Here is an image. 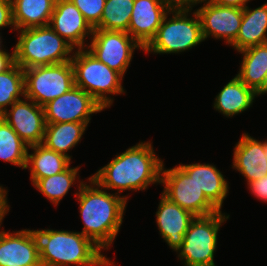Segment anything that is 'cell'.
Here are the masks:
<instances>
[{
    "mask_svg": "<svg viewBox=\"0 0 267 266\" xmlns=\"http://www.w3.org/2000/svg\"><path fill=\"white\" fill-rule=\"evenodd\" d=\"M163 161L155 155L150 142L139 143L116 156L91 178L106 189L144 190L161 183Z\"/></svg>",
    "mask_w": 267,
    "mask_h": 266,
    "instance_id": "cell-1",
    "label": "cell"
},
{
    "mask_svg": "<svg viewBox=\"0 0 267 266\" xmlns=\"http://www.w3.org/2000/svg\"><path fill=\"white\" fill-rule=\"evenodd\" d=\"M89 180L97 187L81 181L79 193H76L84 222V228L80 233L90 238L101 249H108L122 224L127 197L109 194L99 189V184L91 177Z\"/></svg>",
    "mask_w": 267,
    "mask_h": 266,
    "instance_id": "cell-2",
    "label": "cell"
},
{
    "mask_svg": "<svg viewBox=\"0 0 267 266\" xmlns=\"http://www.w3.org/2000/svg\"><path fill=\"white\" fill-rule=\"evenodd\" d=\"M42 266H112L90 238L80 232L34 230Z\"/></svg>",
    "mask_w": 267,
    "mask_h": 266,
    "instance_id": "cell-3",
    "label": "cell"
},
{
    "mask_svg": "<svg viewBox=\"0 0 267 266\" xmlns=\"http://www.w3.org/2000/svg\"><path fill=\"white\" fill-rule=\"evenodd\" d=\"M14 48L15 63L22 69L71 61L73 47L49 25L20 30Z\"/></svg>",
    "mask_w": 267,
    "mask_h": 266,
    "instance_id": "cell-4",
    "label": "cell"
},
{
    "mask_svg": "<svg viewBox=\"0 0 267 266\" xmlns=\"http://www.w3.org/2000/svg\"><path fill=\"white\" fill-rule=\"evenodd\" d=\"M75 86L90 94L103 108L113 102L105 94H122V75L99 61L88 50L78 49L71 59Z\"/></svg>",
    "mask_w": 267,
    "mask_h": 266,
    "instance_id": "cell-5",
    "label": "cell"
},
{
    "mask_svg": "<svg viewBox=\"0 0 267 266\" xmlns=\"http://www.w3.org/2000/svg\"><path fill=\"white\" fill-rule=\"evenodd\" d=\"M189 11L170 10L173 18L168 21V14L164 17L156 35L143 50L157 54L178 53L191 49L204 41L199 15L194 12V18H187Z\"/></svg>",
    "mask_w": 267,
    "mask_h": 266,
    "instance_id": "cell-6",
    "label": "cell"
},
{
    "mask_svg": "<svg viewBox=\"0 0 267 266\" xmlns=\"http://www.w3.org/2000/svg\"><path fill=\"white\" fill-rule=\"evenodd\" d=\"M225 216L218 211L208 216H195L184 234L179 257L185 260V266H215L213 258L217 247V234Z\"/></svg>",
    "mask_w": 267,
    "mask_h": 266,
    "instance_id": "cell-7",
    "label": "cell"
},
{
    "mask_svg": "<svg viewBox=\"0 0 267 266\" xmlns=\"http://www.w3.org/2000/svg\"><path fill=\"white\" fill-rule=\"evenodd\" d=\"M25 98L44 106L75 86L71 61L24 69Z\"/></svg>",
    "mask_w": 267,
    "mask_h": 266,
    "instance_id": "cell-8",
    "label": "cell"
},
{
    "mask_svg": "<svg viewBox=\"0 0 267 266\" xmlns=\"http://www.w3.org/2000/svg\"><path fill=\"white\" fill-rule=\"evenodd\" d=\"M161 183L165 185L162 194L194 216H208L219 211L180 165L168 170H164L163 165Z\"/></svg>",
    "mask_w": 267,
    "mask_h": 266,
    "instance_id": "cell-9",
    "label": "cell"
},
{
    "mask_svg": "<svg viewBox=\"0 0 267 266\" xmlns=\"http://www.w3.org/2000/svg\"><path fill=\"white\" fill-rule=\"evenodd\" d=\"M91 39L87 50L122 76L130 64L134 49L143 50V47L125 31L93 29Z\"/></svg>",
    "mask_w": 267,
    "mask_h": 266,
    "instance_id": "cell-10",
    "label": "cell"
},
{
    "mask_svg": "<svg viewBox=\"0 0 267 266\" xmlns=\"http://www.w3.org/2000/svg\"><path fill=\"white\" fill-rule=\"evenodd\" d=\"M46 123L89 122L90 115L104 108L90 94L74 86L43 106Z\"/></svg>",
    "mask_w": 267,
    "mask_h": 266,
    "instance_id": "cell-11",
    "label": "cell"
},
{
    "mask_svg": "<svg viewBox=\"0 0 267 266\" xmlns=\"http://www.w3.org/2000/svg\"><path fill=\"white\" fill-rule=\"evenodd\" d=\"M28 145L41 144L44 139L46 120L43 106L36 104L33 100L30 103L18 100L0 115Z\"/></svg>",
    "mask_w": 267,
    "mask_h": 266,
    "instance_id": "cell-12",
    "label": "cell"
},
{
    "mask_svg": "<svg viewBox=\"0 0 267 266\" xmlns=\"http://www.w3.org/2000/svg\"><path fill=\"white\" fill-rule=\"evenodd\" d=\"M205 1L208 2L196 11L201 21L203 39L213 35L216 39L224 38L228 44H232L240 29L243 9Z\"/></svg>",
    "mask_w": 267,
    "mask_h": 266,
    "instance_id": "cell-13",
    "label": "cell"
},
{
    "mask_svg": "<svg viewBox=\"0 0 267 266\" xmlns=\"http://www.w3.org/2000/svg\"><path fill=\"white\" fill-rule=\"evenodd\" d=\"M0 266H42L34 230L0 232Z\"/></svg>",
    "mask_w": 267,
    "mask_h": 266,
    "instance_id": "cell-14",
    "label": "cell"
},
{
    "mask_svg": "<svg viewBox=\"0 0 267 266\" xmlns=\"http://www.w3.org/2000/svg\"><path fill=\"white\" fill-rule=\"evenodd\" d=\"M52 24V25H51ZM49 26L73 48H84V39L93 28L71 0H56Z\"/></svg>",
    "mask_w": 267,
    "mask_h": 266,
    "instance_id": "cell-15",
    "label": "cell"
},
{
    "mask_svg": "<svg viewBox=\"0 0 267 266\" xmlns=\"http://www.w3.org/2000/svg\"><path fill=\"white\" fill-rule=\"evenodd\" d=\"M169 12L170 9L161 0H134L127 33L144 48Z\"/></svg>",
    "mask_w": 267,
    "mask_h": 266,
    "instance_id": "cell-16",
    "label": "cell"
},
{
    "mask_svg": "<svg viewBox=\"0 0 267 266\" xmlns=\"http://www.w3.org/2000/svg\"><path fill=\"white\" fill-rule=\"evenodd\" d=\"M156 216L161 236L176 251L183 243L184 234L195 216L190 211L171 202L163 194L161 195Z\"/></svg>",
    "mask_w": 267,
    "mask_h": 266,
    "instance_id": "cell-17",
    "label": "cell"
},
{
    "mask_svg": "<svg viewBox=\"0 0 267 266\" xmlns=\"http://www.w3.org/2000/svg\"><path fill=\"white\" fill-rule=\"evenodd\" d=\"M233 167L250 182L267 175V157L265 142H260L243 134L234 149Z\"/></svg>",
    "mask_w": 267,
    "mask_h": 266,
    "instance_id": "cell-18",
    "label": "cell"
},
{
    "mask_svg": "<svg viewBox=\"0 0 267 266\" xmlns=\"http://www.w3.org/2000/svg\"><path fill=\"white\" fill-rule=\"evenodd\" d=\"M194 179L206 198L220 211L227 196L228 183L215 166L209 164L180 165Z\"/></svg>",
    "mask_w": 267,
    "mask_h": 266,
    "instance_id": "cell-19",
    "label": "cell"
},
{
    "mask_svg": "<svg viewBox=\"0 0 267 266\" xmlns=\"http://www.w3.org/2000/svg\"><path fill=\"white\" fill-rule=\"evenodd\" d=\"M267 3L256 9L243 8L238 35L231 46L238 51L267 43Z\"/></svg>",
    "mask_w": 267,
    "mask_h": 266,
    "instance_id": "cell-20",
    "label": "cell"
},
{
    "mask_svg": "<svg viewBox=\"0 0 267 266\" xmlns=\"http://www.w3.org/2000/svg\"><path fill=\"white\" fill-rule=\"evenodd\" d=\"M56 0H11L14 29L48 26Z\"/></svg>",
    "mask_w": 267,
    "mask_h": 266,
    "instance_id": "cell-21",
    "label": "cell"
},
{
    "mask_svg": "<svg viewBox=\"0 0 267 266\" xmlns=\"http://www.w3.org/2000/svg\"><path fill=\"white\" fill-rule=\"evenodd\" d=\"M34 150L33 154H27L26 168L31 170L33 185L42 178H46L63 172L70 166V158L55 152L45 145L37 144L28 146ZM31 164V167L28 165Z\"/></svg>",
    "mask_w": 267,
    "mask_h": 266,
    "instance_id": "cell-22",
    "label": "cell"
},
{
    "mask_svg": "<svg viewBox=\"0 0 267 266\" xmlns=\"http://www.w3.org/2000/svg\"><path fill=\"white\" fill-rule=\"evenodd\" d=\"M255 96L256 92L235 76L216 96L214 108L231 117L247 110Z\"/></svg>",
    "mask_w": 267,
    "mask_h": 266,
    "instance_id": "cell-23",
    "label": "cell"
},
{
    "mask_svg": "<svg viewBox=\"0 0 267 266\" xmlns=\"http://www.w3.org/2000/svg\"><path fill=\"white\" fill-rule=\"evenodd\" d=\"M89 122L46 123L42 144L71 159L67 151L81 139Z\"/></svg>",
    "mask_w": 267,
    "mask_h": 266,
    "instance_id": "cell-24",
    "label": "cell"
},
{
    "mask_svg": "<svg viewBox=\"0 0 267 266\" xmlns=\"http://www.w3.org/2000/svg\"><path fill=\"white\" fill-rule=\"evenodd\" d=\"M243 60L236 75L246 86L256 91L263 83L267 70V43L239 51Z\"/></svg>",
    "mask_w": 267,
    "mask_h": 266,
    "instance_id": "cell-25",
    "label": "cell"
},
{
    "mask_svg": "<svg viewBox=\"0 0 267 266\" xmlns=\"http://www.w3.org/2000/svg\"><path fill=\"white\" fill-rule=\"evenodd\" d=\"M28 145L0 116V158L25 169Z\"/></svg>",
    "mask_w": 267,
    "mask_h": 266,
    "instance_id": "cell-26",
    "label": "cell"
},
{
    "mask_svg": "<svg viewBox=\"0 0 267 266\" xmlns=\"http://www.w3.org/2000/svg\"><path fill=\"white\" fill-rule=\"evenodd\" d=\"M134 0H106L100 23L94 29L128 31Z\"/></svg>",
    "mask_w": 267,
    "mask_h": 266,
    "instance_id": "cell-27",
    "label": "cell"
},
{
    "mask_svg": "<svg viewBox=\"0 0 267 266\" xmlns=\"http://www.w3.org/2000/svg\"><path fill=\"white\" fill-rule=\"evenodd\" d=\"M25 96L24 69L14 63L8 70L0 73V115L8 105Z\"/></svg>",
    "mask_w": 267,
    "mask_h": 266,
    "instance_id": "cell-28",
    "label": "cell"
},
{
    "mask_svg": "<svg viewBox=\"0 0 267 266\" xmlns=\"http://www.w3.org/2000/svg\"><path fill=\"white\" fill-rule=\"evenodd\" d=\"M80 167H68L61 173L39 179L34 186L55 205L65 196L76 179Z\"/></svg>",
    "mask_w": 267,
    "mask_h": 266,
    "instance_id": "cell-29",
    "label": "cell"
},
{
    "mask_svg": "<svg viewBox=\"0 0 267 266\" xmlns=\"http://www.w3.org/2000/svg\"><path fill=\"white\" fill-rule=\"evenodd\" d=\"M94 29L101 21L106 0H71Z\"/></svg>",
    "mask_w": 267,
    "mask_h": 266,
    "instance_id": "cell-30",
    "label": "cell"
},
{
    "mask_svg": "<svg viewBox=\"0 0 267 266\" xmlns=\"http://www.w3.org/2000/svg\"><path fill=\"white\" fill-rule=\"evenodd\" d=\"M13 23L12 2L11 0H0V28Z\"/></svg>",
    "mask_w": 267,
    "mask_h": 266,
    "instance_id": "cell-31",
    "label": "cell"
},
{
    "mask_svg": "<svg viewBox=\"0 0 267 266\" xmlns=\"http://www.w3.org/2000/svg\"><path fill=\"white\" fill-rule=\"evenodd\" d=\"M251 192L263 201H267V175H264L259 180L250 182L249 184Z\"/></svg>",
    "mask_w": 267,
    "mask_h": 266,
    "instance_id": "cell-32",
    "label": "cell"
},
{
    "mask_svg": "<svg viewBox=\"0 0 267 266\" xmlns=\"http://www.w3.org/2000/svg\"><path fill=\"white\" fill-rule=\"evenodd\" d=\"M170 10H191L192 5L205 0H161ZM191 8V9H190Z\"/></svg>",
    "mask_w": 267,
    "mask_h": 266,
    "instance_id": "cell-33",
    "label": "cell"
},
{
    "mask_svg": "<svg viewBox=\"0 0 267 266\" xmlns=\"http://www.w3.org/2000/svg\"><path fill=\"white\" fill-rule=\"evenodd\" d=\"M15 63L14 50L10 55L6 51H0V73L8 70Z\"/></svg>",
    "mask_w": 267,
    "mask_h": 266,
    "instance_id": "cell-34",
    "label": "cell"
},
{
    "mask_svg": "<svg viewBox=\"0 0 267 266\" xmlns=\"http://www.w3.org/2000/svg\"><path fill=\"white\" fill-rule=\"evenodd\" d=\"M6 195V190L0 186V225L6 213L9 212V205L7 203Z\"/></svg>",
    "mask_w": 267,
    "mask_h": 266,
    "instance_id": "cell-35",
    "label": "cell"
},
{
    "mask_svg": "<svg viewBox=\"0 0 267 266\" xmlns=\"http://www.w3.org/2000/svg\"><path fill=\"white\" fill-rule=\"evenodd\" d=\"M210 1L220 6L237 7L243 9L246 7L245 4L249 0H210Z\"/></svg>",
    "mask_w": 267,
    "mask_h": 266,
    "instance_id": "cell-36",
    "label": "cell"
},
{
    "mask_svg": "<svg viewBox=\"0 0 267 266\" xmlns=\"http://www.w3.org/2000/svg\"><path fill=\"white\" fill-rule=\"evenodd\" d=\"M255 92L256 95L267 93V70L262 85Z\"/></svg>",
    "mask_w": 267,
    "mask_h": 266,
    "instance_id": "cell-37",
    "label": "cell"
},
{
    "mask_svg": "<svg viewBox=\"0 0 267 266\" xmlns=\"http://www.w3.org/2000/svg\"><path fill=\"white\" fill-rule=\"evenodd\" d=\"M265 154H266V157H267V141H265Z\"/></svg>",
    "mask_w": 267,
    "mask_h": 266,
    "instance_id": "cell-38",
    "label": "cell"
},
{
    "mask_svg": "<svg viewBox=\"0 0 267 266\" xmlns=\"http://www.w3.org/2000/svg\"><path fill=\"white\" fill-rule=\"evenodd\" d=\"M1 43H2V42H1V37H0V51H3L2 48H1Z\"/></svg>",
    "mask_w": 267,
    "mask_h": 266,
    "instance_id": "cell-39",
    "label": "cell"
}]
</instances>
